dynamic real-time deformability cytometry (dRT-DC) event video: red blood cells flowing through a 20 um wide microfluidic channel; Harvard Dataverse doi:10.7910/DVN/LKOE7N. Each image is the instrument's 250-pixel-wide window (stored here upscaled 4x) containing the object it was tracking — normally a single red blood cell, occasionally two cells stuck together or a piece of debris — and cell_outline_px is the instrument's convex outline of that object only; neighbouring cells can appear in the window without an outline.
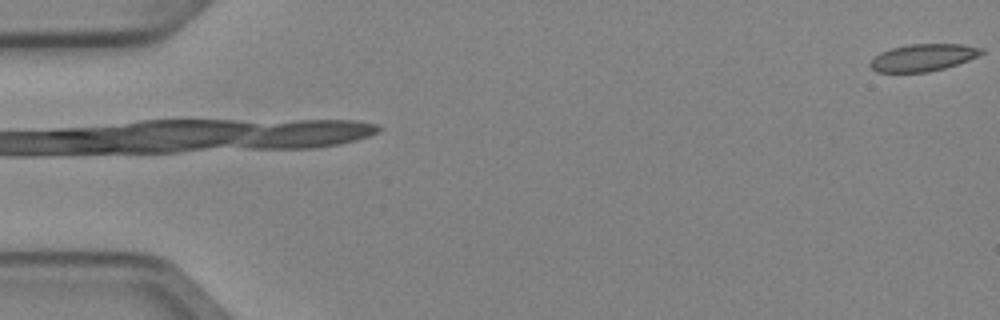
{"species": "Egyptian fruit bat (a non-hibernating species)", "species_latin": "Rousettus aegyptiacus", "temperature_condition": "cold", "stored_images_in_passage": 3, "camera_frame_rate_fps": 3000, "um_per_image_px": 0.085, "animal": {"sex": "female"}, "frame": {"image": 1, "passage_image": 3, "time_ms": 0.667, "image_size_px": [1000, 320], "cell_outline_px": [[984, 52], [968, 60], [944, 68], [928, 72], [876, 72], [868, 64], [880, 52], [892, 48], [908, 44], [964, 44], [984, 48]], "centroid_in_image_um": [78.46, 4.88], "position_along_channel_um": 6.5, "area_um2": 17.51}}